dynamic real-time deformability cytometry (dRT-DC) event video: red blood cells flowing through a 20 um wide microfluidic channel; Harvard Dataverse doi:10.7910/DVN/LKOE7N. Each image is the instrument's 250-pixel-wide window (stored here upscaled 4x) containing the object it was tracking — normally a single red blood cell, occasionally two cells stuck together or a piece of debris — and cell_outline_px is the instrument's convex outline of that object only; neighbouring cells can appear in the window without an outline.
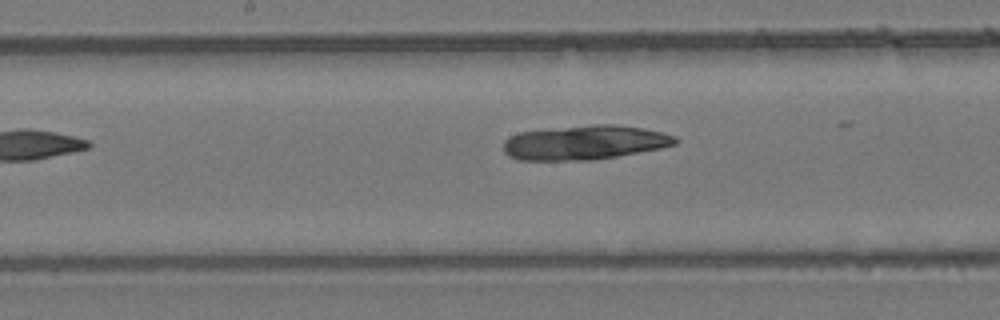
{"species": "common noctule bat (a hibernating species)", "species_latin": "Nyctalus noctula", "temperature_condition": "room temperature", "stored_images_in_passage": 8, "camera_frame_rate_fps": 3000, "um_per_image_px": 0.085, "animal": {"sex": "female", "body_mass_g": 24.6, "forearm_length_mm": 56.2}, "frame": {"image": 1, "passage_image": 7, "time_ms": 8.0, "image_size_px": [1000, 320], "cell_outline_px": [[680, 140], [676, 144], [660, 148], [616, 156], [588, 160], [520, 160], [508, 156], [504, 152], [504, 140], [508, 136], [520, 132], [592, 124], [612, 124], [644, 128], [664, 132], [676, 136]], "centroid_in_image_um": [49.71, 12.11], "position_along_channel_um": 198.5, "area_um2": 34.39}}
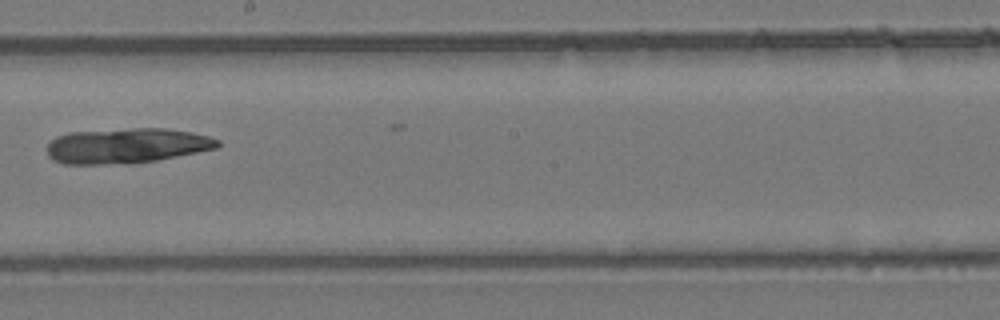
{"frame": {"image": 2, "passage_image": 8, "time_ms": 9.0, "image_size_px": [1000, 320], "cell_outline_px": [[220, 144], [216, 148], [156, 160], [128, 164], [64, 164], [52, 160], [48, 156], [48, 144], [56, 136], [68, 132], [132, 128], [164, 128], [192, 132], [208, 136], [220, 140]], "centroid_in_image_um": [10.73, 12.38], "position_along_channel_um": 237.5, "area_um2": 35.03}}